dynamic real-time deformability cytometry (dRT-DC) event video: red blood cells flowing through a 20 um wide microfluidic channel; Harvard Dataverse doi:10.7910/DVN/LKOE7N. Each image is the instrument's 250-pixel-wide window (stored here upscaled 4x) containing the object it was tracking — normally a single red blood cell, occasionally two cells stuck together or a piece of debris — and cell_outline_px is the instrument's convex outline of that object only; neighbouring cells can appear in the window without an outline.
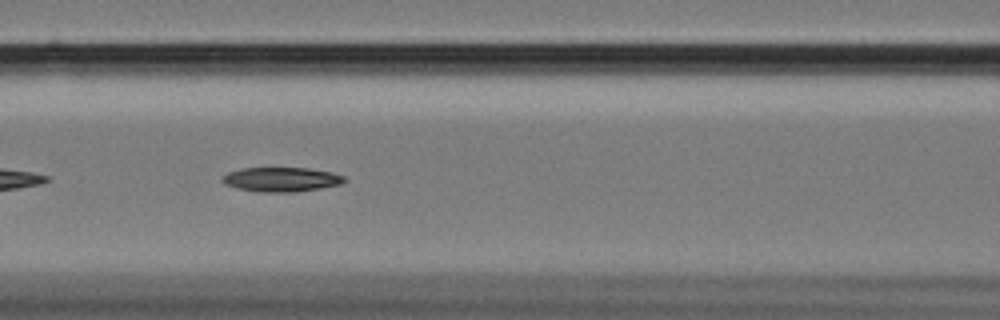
{"species": "Egyptian fruit bat (a non-hibernating species)", "species_latin": "Rousettus aegyptiacus", "temperature_condition": "cold", "stored_images_in_passage": 20, "camera_frame_rate_fps": 3000, "um_per_image_px": 0.085, "animal": {"sex": "female"}, "frame": {"image": 1, "passage_image": 9, "time_ms": 2.667, "image_size_px": [1000, 320], "cell_outline_px": [[348, 180], [340, 184], [320, 188], [296, 192], [260, 192], [236, 188], [224, 184], [220, 180], [228, 172], [240, 168], [308, 168], [332, 172], [344, 176]], "centroid_in_image_um": [23.9, 15.25], "position_along_channel_um": 142.7, "area_um2": 17.46}}
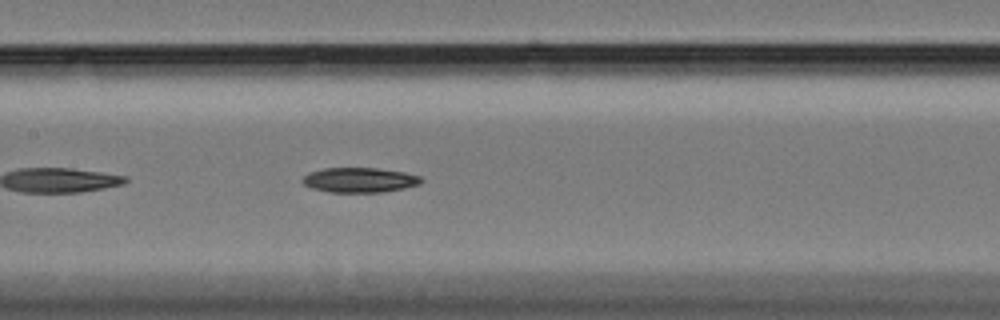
{"frame": {"image": 2, "passage_image": 12, "time_ms": 3.667, "image_size_px": [1000, 320], "cell_outline_px": [[424, 180], [420, 184], [404, 188], [384, 192], [328, 192], [312, 188], [304, 184], [300, 180], [308, 172], [324, 168], [376, 168], [404, 172], [420, 176]], "centroid_in_image_um": [30.55, 15.3], "position_along_channel_um": 176.8, "area_um2": 17.28}}
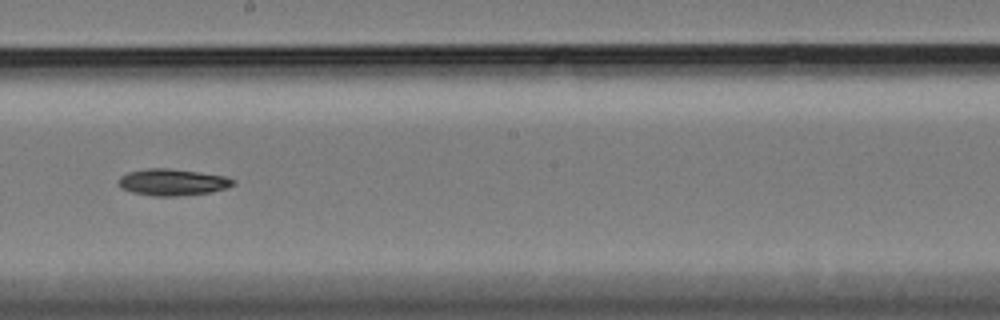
{"frame": {"image": 3, "passage_image": 17, "time_ms": 5.333, "image_size_px": [1000, 320], "cell_outline_px": [[236, 184], [228, 188], [212, 192], [176, 196], [152, 196], [132, 192], [120, 188], [116, 184], [120, 176], [128, 172], [148, 168], [168, 168], [200, 172], [224, 176], [236, 180]], "centroid_in_image_um": [14.66, 15.49], "position_along_channel_um": 233.5, "area_um2": 18.03}}